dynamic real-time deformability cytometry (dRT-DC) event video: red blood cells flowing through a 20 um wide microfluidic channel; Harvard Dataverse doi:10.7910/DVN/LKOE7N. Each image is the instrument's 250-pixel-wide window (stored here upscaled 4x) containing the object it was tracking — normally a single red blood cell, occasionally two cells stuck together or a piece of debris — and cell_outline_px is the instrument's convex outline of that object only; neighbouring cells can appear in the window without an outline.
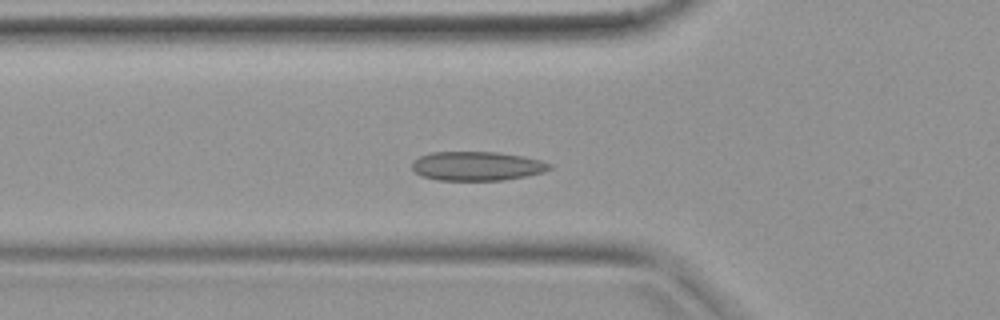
{"species": "common noctule bat (a hibernating species)", "species_latin": "Nyctalus noctula", "temperature_condition": "warm", "stored_images_in_passage": 39, "camera_frame_rate_fps": 3000, "um_per_image_px": 0.085, "animal": {"sex": "female", "body_mass_g": 19.9}, "frame": {"image": 1, "passage_image": 13, "time_ms": 4.0, "image_size_px": [1000, 320], "cell_outline_px": [[552, 168], [544, 172], [504, 180], [436, 180], [420, 176], [412, 168], [412, 164], [420, 156], [428, 152], [496, 152], [524, 156], [540, 160], [552, 164]], "centroid_in_image_um": [40.54, 14.11], "position_along_channel_um": 85.3, "area_um2": 23.35}}
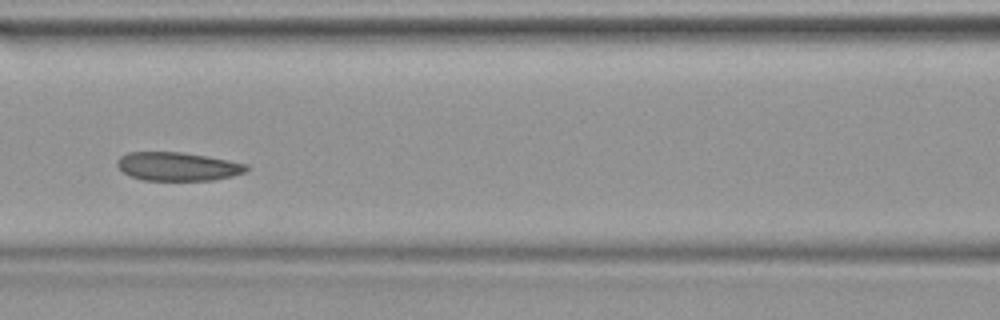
{"frame": {"image": 2, "passage_image": 17, "time_ms": 5.333, "image_size_px": [1000, 320], "cell_outline_px": [[248, 168], [244, 172], [232, 176], [212, 180], [144, 180], [132, 176], [124, 172], [116, 164], [116, 160], [120, 156], [128, 152], [184, 152], [208, 156], [248, 164]], "centroid_in_image_um": [15.1, 14.14], "position_along_channel_um": 151.5, "area_um2": 21.44}}
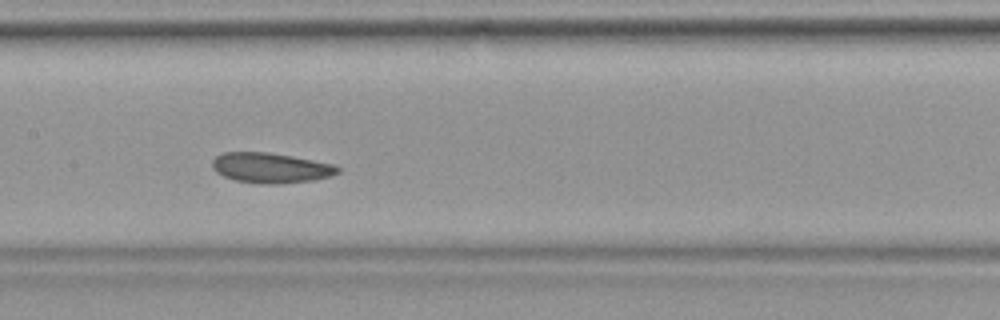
{"frame": {"image": 3, "passage_image": 19, "time_ms": 6.0, "image_size_px": [1000, 320], "cell_outline_px": [[340, 172], [332, 176], [312, 180], [276, 184], [264, 184], [236, 180], [224, 176], [216, 172], [212, 168], [212, 160], [216, 156], [224, 152], [268, 152], [292, 156], [336, 164], [340, 168]], "centroid_in_image_um": [23.04, 14.26], "position_along_channel_um": 184.4, "area_um2": 22.14}}